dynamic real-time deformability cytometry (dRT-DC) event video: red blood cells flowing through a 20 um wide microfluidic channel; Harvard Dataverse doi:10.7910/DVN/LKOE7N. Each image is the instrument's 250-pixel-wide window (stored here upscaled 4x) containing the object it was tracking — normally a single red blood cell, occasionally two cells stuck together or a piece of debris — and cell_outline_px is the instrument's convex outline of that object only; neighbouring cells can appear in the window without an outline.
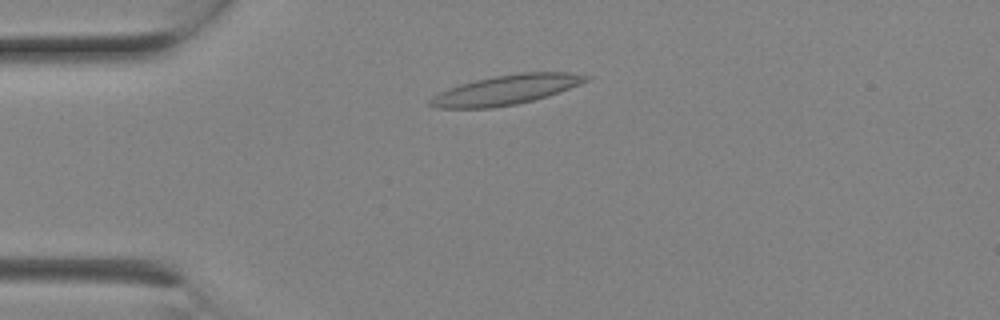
{"species": "Egyptian fruit bat (a non-hibernating species)", "species_latin": "Rousettus aegyptiacus", "temperature_condition": "room temperature", "stored_images_in_passage": 5, "camera_frame_rate_fps": 3000, "um_per_image_px": 0.085, "animal": {"sex": "female"}, "frame": {"image": 1, "passage_image": 4, "time_ms": 1.0, "image_size_px": [1000, 320], "cell_outline_px": [[592, 80], [548, 96], [516, 104], [492, 108], [436, 108], [428, 104], [428, 100], [432, 96], [448, 88], [460, 84], [476, 80], [496, 76], [520, 72], [568, 72], [592, 76]], "centroid_in_image_um": [43.04, 7.63], "position_along_channel_um": 42.0, "area_um2": 26.99}}